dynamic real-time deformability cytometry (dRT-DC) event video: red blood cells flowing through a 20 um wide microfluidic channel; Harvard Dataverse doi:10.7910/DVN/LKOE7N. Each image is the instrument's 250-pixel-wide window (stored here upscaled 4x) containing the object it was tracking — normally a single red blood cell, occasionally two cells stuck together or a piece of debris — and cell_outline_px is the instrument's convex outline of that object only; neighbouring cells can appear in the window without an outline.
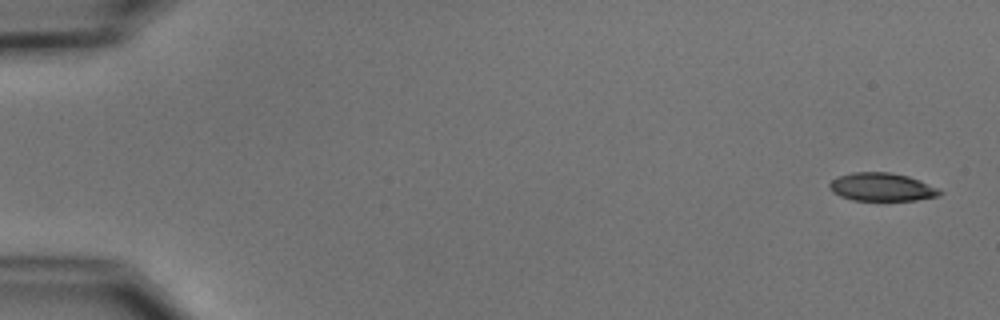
{"species": "common noctule bat (a hibernating species)", "species_latin": "Nyctalus noctula", "temperature_condition": "cold", "stored_images_in_passage": 5, "camera_frame_rate_fps": 3000, "um_per_image_px": 0.085, "animal": {"sex": "male", "body_mass_g": 15.6}, "frame": {"image": 1, "passage_image": 1, "time_ms": 0.0, "image_size_px": [1000, 320], "cell_outline_px": [[944, 192], [940, 196], [916, 200], [852, 200], [840, 196], [832, 192], [828, 184], [836, 176], [852, 172], [888, 172], [908, 176], [936, 188]], "centroid_in_image_um": [74.91, 15.9], "position_along_channel_um": 10.1, "area_um2": 18.03}}